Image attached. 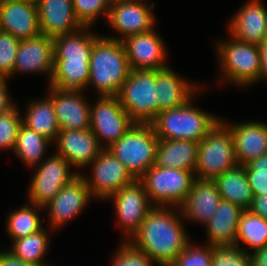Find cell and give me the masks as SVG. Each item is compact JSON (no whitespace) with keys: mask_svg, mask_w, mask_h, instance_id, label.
Instances as JSON below:
<instances>
[{"mask_svg":"<svg viewBox=\"0 0 267 266\" xmlns=\"http://www.w3.org/2000/svg\"><path fill=\"white\" fill-rule=\"evenodd\" d=\"M163 206L153 207L128 243L160 266H169L189 244L179 219ZM134 239V240H133Z\"/></svg>","mask_w":267,"mask_h":266,"instance_id":"obj_1","label":"cell"},{"mask_svg":"<svg viewBox=\"0 0 267 266\" xmlns=\"http://www.w3.org/2000/svg\"><path fill=\"white\" fill-rule=\"evenodd\" d=\"M122 39L98 37L89 61V81L100 96H117L130 73Z\"/></svg>","mask_w":267,"mask_h":266,"instance_id":"obj_2","label":"cell"},{"mask_svg":"<svg viewBox=\"0 0 267 266\" xmlns=\"http://www.w3.org/2000/svg\"><path fill=\"white\" fill-rule=\"evenodd\" d=\"M190 99L180 107L161 111L151 122L159 140L200 142L220 121L194 108Z\"/></svg>","mask_w":267,"mask_h":266,"instance_id":"obj_3","label":"cell"},{"mask_svg":"<svg viewBox=\"0 0 267 266\" xmlns=\"http://www.w3.org/2000/svg\"><path fill=\"white\" fill-rule=\"evenodd\" d=\"M158 142L152 123L135 122L118 141L106 149L139 180L155 164Z\"/></svg>","mask_w":267,"mask_h":266,"instance_id":"obj_4","label":"cell"},{"mask_svg":"<svg viewBox=\"0 0 267 266\" xmlns=\"http://www.w3.org/2000/svg\"><path fill=\"white\" fill-rule=\"evenodd\" d=\"M219 121L218 124L199 142L195 178L214 180L219 175L235 168L238 164L233 137L228 127Z\"/></svg>","mask_w":267,"mask_h":266,"instance_id":"obj_5","label":"cell"},{"mask_svg":"<svg viewBox=\"0 0 267 266\" xmlns=\"http://www.w3.org/2000/svg\"><path fill=\"white\" fill-rule=\"evenodd\" d=\"M117 98L134 122L151 123L159 113L156 70H130Z\"/></svg>","mask_w":267,"mask_h":266,"instance_id":"obj_6","label":"cell"},{"mask_svg":"<svg viewBox=\"0 0 267 266\" xmlns=\"http://www.w3.org/2000/svg\"><path fill=\"white\" fill-rule=\"evenodd\" d=\"M194 171L173 168H161L155 164L139 179L143 184L147 196L156 206L172 203L180 206L195 181ZM194 177V178H193ZM169 204V205H168Z\"/></svg>","mask_w":267,"mask_h":266,"instance_id":"obj_7","label":"cell"},{"mask_svg":"<svg viewBox=\"0 0 267 266\" xmlns=\"http://www.w3.org/2000/svg\"><path fill=\"white\" fill-rule=\"evenodd\" d=\"M225 76L231 82L250 84L257 82L261 74V51L257 44L239 41L233 37L229 43L218 46Z\"/></svg>","mask_w":267,"mask_h":266,"instance_id":"obj_8","label":"cell"},{"mask_svg":"<svg viewBox=\"0 0 267 266\" xmlns=\"http://www.w3.org/2000/svg\"><path fill=\"white\" fill-rule=\"evenodd\" d=\"M69 165L59 154H54L39 165L29 187L30 202L35 208L48 205L63 186L79 175L70 172Z\"/></svg>","mask_w":267,"mask_h":266,"instance_id":"obj_9","label":"cell"},{"mask_svg":"<svg viewBox=\"0 0 267 266\" xmlns=\"http://www.w3.org/2000/svg\"><path fill=\"white\" fill-rule=\"evenodd\" d=\"M135 122L121 106L117 96H101L96 105L90 108V129L99 139L108 140L109 148L118 141Z\"/></svg>","mask_w":267,"mask_h":266,"instance_id":"obj_10","label":"cell"},{"mask_svg":"<svg viewBox=\"0 0 267 266\" xmlns=\"http://www.w3.org/2000/svg\"><path fill=\"white\" fill-rule=\"evenodd\" d=\"M93 164L92 181L84 177L91 194L108 198L122 187L130 185L136 179L127 168L106 148L91 162Z\"/></svg>","mask_w":267,"mask_h":266,"instance_id":"obj_11","label":"cell"},{"mask_svg":"<svg viewBox=\"0 0 267 266\" xmlns=\"http://www.w3.org/2000/svg\"><path fill=\"white\" fill-rule=\"evenodd\" d=\"M109 197L114 198L116 212L125 231H128L127 234L133 237L139 231L146 215L153 208V205L150 207V200L143 184L139 180H135Z\"/></svg>","mask_w":267,"mask_h":266,"instance_id":"obj_12","label":"cell"},{"mask_svg":"<svg viewBox=\"0 0 267 266\" xmlns=\"http://www.w3.org/2000/svg\"><path fill=\"white\" fill-rule=\"evenodd\" d=\"M126 51L131 70H161L165 47L162 39L151 29L148 32L132 35L121 40Z\"/></svg>","mask_w":267,"mask_h":266,"instance_id":"obj_13","label":"cell"},{"mask_svg":"<svg viewBox=\"0 0 267 266\" xmlns=\"http://www.w3.org/2000/svg\"><path fill=\"white\" fill-rule=\"evenodd\" d=\"M0 20L2 31L19 40L41 34L36 5L19 0H0Z\"/></svg>","mask_w":267,"mask_h":266,"instance_id":"obj_14","label":"cell"},{"mask_svg":"<svg viewBox=\"0 0 267 266\" xmlns=\"http://www.w3.org/2000/svg\"><path fill=\"white\" fill-rule=\"evenodd\" d=\"M154 19L149 7L141 0L116 1L110 5L108 22L125 39L153 29Z\"/></svg>","mask_w":267,"mask_h":266,"instance_id":"obj_15","label":"cell"},{"mask_svg":"<svg viewBox=\"0 0 267 266\" xmlns=\"http://www.w3.org/2000/svg\"><path fill=\"white\" fill-rule=\"evenodd\" d=\"M37 9L41 34L55 38L86 29L75 16L72 0H40Z\"/></svg>","mask_w":267,"mask_h":266,"instance_id":"obj_16","label":"cell"},{"mask_svg":"<svg viewBox=\"0 0 267 266\" xmlns=\"http://www.w3.org/2000/svg\"><path fill=\"white\" fill-rule=\"evenodd\" d=\"M50 88L49 96L55 107L60 130L90 129V107L80 95L81 91Z\"/></svg>","mask_w":267,"mask_h":266,"instance_id":"obj_17","label":"cell"},{"mask_svg":"<svg viewBox=\"0 0 267 266\" xmlns=\"http://www.w3.org/2000/svg\"><path fill=\"white\" fill-rule=\"evenodd\" d=\"M58 153L75 166L90 164L104 149L91 129L60 130L57 138Z\"/></svg>","mask_w":267,"mask_h":266,"instance_id":"obj_18","label":"cell"},{"mask_svg":"<svg viewBox=\"0 0 267 266\" xmlns=\"http://www.w3.org/2000/svg\"><path fill=\"white\" fill-rule=\"evenodd\" d=\"M91 192L86 185L84 176L80 174L71 182L62 187L49 206L53 227L61 226L66 220L76 216L88 202Z\"/></svg>","mask_w":267,"mask_h":266,"instance_id":"obj_19","label":"cell"},{"mask_svg":"<svg viewBox=\"0 0 267 266\" xmlns=\"http://www.w3.org/2000/svg\"><path fill=\"white\" fill-rule=\"evenodd\" d=\"M53 38L40 34L30 39L20 40L17 50L15 71H43L53 73Z\"/></svg>","mask_w":267,"mask_h":266,"instance_id":"obj_20","label":"cell"},{"mask_svg":"<svg viewBox=\"0 0 267 266\" xmlns=\"http://www.w3.org/2000/svg\"><path fill=\"white\" fill-rule=\"evenodd\" d=\"M258 1L252 0L232 18L230 33L235 39L260 45L267 38V11Z\"/></svg>","mask_w":267,"mask_h":266,"instance_id":"obj_21","label":"cell"},{"mask_svg":"<svg viewBox=\"0 0 267 266\" xmlns=\"http://www.w3.org/2000/svg\"><path fill=\"white\" fill-rule=\"evenodd\" d=\"M233 137L234 150L239 165L267 153V124L248 122L228 128Z\"/></svg>","mask_w":267,"mask_h":266,"instance_id":"obj_22","label":"cell"},{"mask_svg":"<svg viewBox=\"0 0 267 266\" xmlns=\"http://www.w3.org/2000/svg\"><path fill=\"white\" fill-rule=\"evenodd\" d=\"M222 200L213 180L195 179L192 188L180 205L182 214L190 219L206 223L214 215Z\"/></svg>","mask_w":267,"mask_h":266,"instance_id":"obj_23","label":"cell"},{"mask_svg":"<svg viewBox=\"0 0 267 266\" xmlns=\"http://www.w3.org/2000/svg\"><path fill=\"white\" fill-rule=\"evenodd\" d=\"M243 211L230 201H220L214 215L206 223L211 246L236 245L238 224Z\"/></svg>","mask_w":267,"mask_h":266,"instance_id":"obj_24","label":"cell"},{"mask_svg":"<svg viewBox=\"0 0 267 266\" xmlns=\"http://www.w3.org/2000/svg\"><path fill=\"white\" fill-rule=\"evenodd\" d=\"M199 142L192 140H159L156 149L155 165L194 171Z\"/></svg>","mask_w":267,"mask_h":266,"instance_id":"obj_25","label":"cell"},{"mask_svg":"<svg viewBox=\"0 0 267 266\" xmlns=\"http://www.w3.org/2000/svg\"><path fill=\"white\" fill-rule=\"evenodd\" d=\"M156 84L159 113L182 106L191 99V94L196 90V87L189 85L190 83L181 79L168 67L156 70Z\"/></svg>","mask_w":267,"mask_h":266,"instance_id":"obj_26","label":"cell"},{"mask_svg":"<svg viewBox=\"0 0 267 266\" xmlns=\"http://www.w3.org/2000/svg\"><path fill=\"white\" fill-rule=\"evenodd\" d=\"M213 181L223 200L230 201L243 210L250 208L254 196L243 165H237Z\"/></svg>","mask_w":267,"mask_h":266,"instance_id":"obj_27","label":"cell"},{"mask_svg":"<svg viewBox=\"0 0 267 266\" xmlns=\"http://www.w3.org/2000/svg\"><path fill=\"white\" fill-rule=\"evenodd\" d=\"M90 60H54L50 86L81 91L88 85Z\"/></svg>","mask_w":267,"mask_h":266,"instance_id":"obj_28","label":"cell"},{"mask_svg":"<svg viewBox=\"0 0 267 266\" xmlns=\"http://www.w3.org/2000/svg\"><path fill=\"white\" fill-rule=\"evenodd\" d=\"M28 107L26 118H22V123L48 140H55L60 127L52 99L48 96L46 100L31 102Z\"/></svg>","mask_w":267,"mask_h":266,"instance_id":"obj_29","label":"cell"},{"mask_svg":"<svg viewBox=\"0 0 267 266\" xmlns=\"http://www.w3.org/2000/svg\"><path fill=\"white\" fill-rule=\"evenodd\" d=\"M97 38L89 33L78 34V31L53 38L54 60H90Z\"/></svg>","mask_w":267,"mask_h":266,"instance_id":"obj_30","label":"cell"},{"mask_svg":"<svg viewBox=\"0 0 267 266\" xmlns=\"http://www.w3.org/2000/svg\"><path fill=\"white\" fill-rule=\"evenodd\" d=\"M51 142L46 137L29 129L23 123L20 125L14 152L27 165L33 166L42 159L46 145Z\"/></svg>","mask_w":267,"mask_h":266,"instance_id":"obj_31","label":"cell"},{"mask_svg":"<svg viewBox=\"0 0 267 266\" xmlns=\"http://www.w3.org/2000/svg\"><path fill=\"white\" fill-rule=\"evenodd\" d=\"M243 241L253 250L263 248L267 245V219L244 210L238 224L236 243Z\"/></svg>","mask_w":267,"mask_h":266,"instance_id":"obj_32","label":"cell"},{"mask_svg":"<svg viewBox=\"0 0 267 266\" xmlns=\"http://www.w3.org/2000/svg\"><path fill=\"white\" fill-rule=\"evenodd\" d=\"M46 232L41 229L31 235L19 238L14 241L11 252L18 258L33 263L37 266H46L41 258L48 248V239Z\"/></svg>","mask_w":267,"mask_h":266,"instance_id":"obj_33","label":"cell"},{"mask_svg":"<svg viewBox=\"0 0 267 266\" xmlns=\"http://www.w3.org/2000/svg\"><path fill=\"white\" fill-rule=\"evenodd\" d=\"M36 210L30 206H24L14 211L8 218L7 232L16 240L31 235L43 227Z\"/></svg>","mask_w":267,"mask_h":266,"instance_id":"obj_34","label":"cell"},{"mask_svg":"<svg viewBox=\"0 0 267 266\" xmlns=\"http://www.w3.org/2000/svg\"><path fill=\"white\" fill-rule=\"evenodd\" d=\"M238 246H212L211 266H251V255Z\"/></svg>","mask_w":267,"mask_h":266,"instance_id":"obj_35","label":"cell"},{"mask_svg":"<svg viewBox=\"0 0 267 266\" xmlns=\"http://www.w3.org/2000/svg\"><path fill=\"white\" fill-rule=\"evenodd\" d=\"M74 13L78 21L88 27L91 23L102 14L109 15L110 0H72Z\"/></svg>","mask_w":267,"mask_h":266,"instance_id":"obj_36","label":"cell"},{"mask_svg":"<svg viewBox=\"0 0 267 266\" xmlns=\"http://www.w3.org/2000/svg\"><path fill=\"white\" fill-rule=\"evenodd\" d=\"M20 40L11 33L0 32V77H8L14 73L17 50Z\"/></svg>","mask_w":267,"mask_h":266,"instance_id":"obj_37","label":"cell"},{"mask_svg":"<svg viewBox=\"0 0 267 266\" xmlns=\"http://www.w3.org/2000/svg\"><path fill=\"white\" fill-rule=\"evenodd\" d=\"M19 111L14 107L4 113H0V148L15 149L18 129L22 124Z\"/></svg>","mask_w":267,"mask_h":266,"instance_id":"obj_38","label":"cell"},{"mask_svg":"<svg viewBox=\"0 0 267 266\" xmlns=\"http://www.w3.org/2000/svg\"><path fill=\"white\" fill-rule=\"evenodd\" d=\"M212 246L195 248L190 243L169 266H211Z\"/></svg>","mask_w":267,"mask_h":266,"instance_id":"obj_39","label":"cell"},{"mask_svg":"<svg viewBox=\"0 0 267 266\" xmlns=\"http://www.w3.org/2000/svg\"><path fill=\"white\" fill-rule=\"evenodd\" d=\"M113 266H151L153 261L146 254L134 249L128 242L121 246Z\"/></svg>","mask_w":267,"mask_h":266,"instance_id":"obj_40","label":"cell"},{"mask_svg":"<svg viewBox=\"0 0 267 266\" xmlns=\"http://www.w3.org/2000/svg\"><path fill=\"white\" fill-rule=\"evenodd\" d=\"M253 196L267 193V175L256 174V171H245Z\"/></svg>","mask_w":267,"mask_h":266,"instance_id":"obj_41","label":"cell"},{"mask_svg":"<svg viewBox=\"0 0 267 266\" xmlns=\"http://www.w3.org/2000/svg\"><path fill=\"white\" fill-rule=\"evenodd\" d=\"M248 210L254 215L267 219V193L254 196Z\"/></svg>","mask_w":267,"mask_h":266,"instance_id":"obj_42","label":"cell"},{"mask_svg":"<svg viewBox=\"0 0 267 266\" xmlns=\"http://www.w3.org/2000/svg\"><path fill=\"white\" fill-rule=\"evenodd\" d=\"M243 166L245 171H256V174L267 175V153L253 159Z\"/></svg>","mask_w":267,"mask_h":266,"instance_id":"obj_43","label":"cell"},{"mask_svg":"<svg viewBox=\"0 0 267 266\" xmlns=\"http://www.w3.org/2000/svg\"><path fill=\"white\" fill-rule=\"evenodd\" d=\"M0 266H37L16 257L11 251L0 252Z\"/></svg>","mask_w":267,"mask_h":266,"instance_id":"obj_44","label":"cell"},{"mask_svg":"<svg viewBox=\"0 0 267 266\" xmlns=\"http://www.w3.org/2000/svg\"><path fill=\"white\" fill-rule=\"evenodd\" d=\"M5 78L0 77V113H4L8 110L13 109L15 106L10 103V99L7 93V87Z\"/></svg>","mask_w":267,"mask_h":266,"instance_id":"obj_45","label":"cell"},{"mask_svg":"<svg viewBox=\"0 0 267 266\" xmlns=\"http://www.w3.org/2000/svg\"><path fill=\"white\" fill-rule=\"evenodd\" d=\"M253 253V254H252ZM251 255V266H267V245L254 250Z\"/></svg>","mask_w":267,"mask_h":266,"instance_id":"obj_46","label":"cell"},{"mask_svg":"<svg viewBox=\"0 0 267 266\" xmlns=\"http://www.w3.org/2000/svg\"><path fill=\"white\" fill-rule=\"evenodd\" d=\"M261 51V74L260 78H267V38L259 45Z\"/></svg>","mask_w":267,"mask_h":266,"instance_id":"obj_47","label":"cell"},{"mask_svg":"<svg viewBox=\"0 0 267 266\" xmlns=\"http://www.w3.org/2000/svg\"><path fill=\"white\" fill-rule=\"evenodd\" d=\"M19 1H22V2H26V3H30V4H33V5H38L40 0H19Z\"/></svg>","mask_w":267,"mask_h":266,"instance_id":"obj_48","label":"cell"},{"mask_svg":"<svg viewBox=\"0 0 267 266\" xmlns=\"http://www.w3.org/2000/svg\"><path fill=\"white\" fill-rule=\"evenodd\" d=\"M111 1V3H113V2H116V1H125V0H110Z\"/></svg>","mask_w":267,"mask_h":266,"instance_id":"obj_49","label":"cell"}]
</instances>
